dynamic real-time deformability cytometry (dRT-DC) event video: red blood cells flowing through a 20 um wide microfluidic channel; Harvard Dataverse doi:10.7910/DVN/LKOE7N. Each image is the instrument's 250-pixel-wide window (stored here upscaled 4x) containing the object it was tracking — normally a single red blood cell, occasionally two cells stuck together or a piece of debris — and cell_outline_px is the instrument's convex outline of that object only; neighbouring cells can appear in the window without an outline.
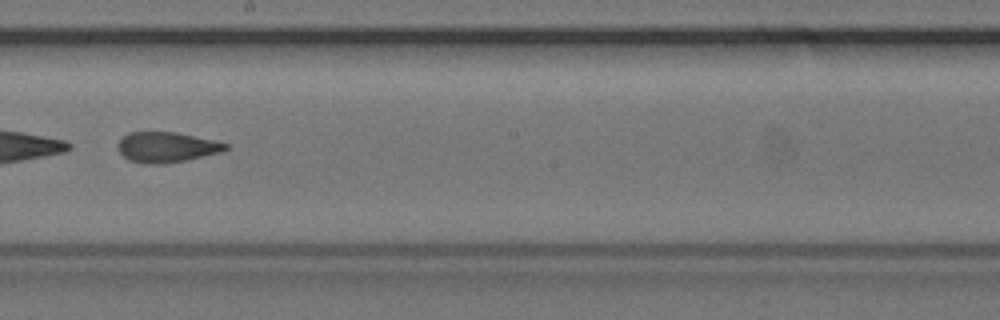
{"species": "common noctule bat (a hibernating species)", "species_latin": "Nyctalus noctula", "temperature_condition": "cold", "stored_images_in_passage": 43, "camera_frame_rate_fps": 3000, "um_per_image_px": 0.085, "animal": {"sex": "female", "body_mass_g": 24.6, "forearm_length_mm": 56.2}, "frame": {"image": 1, "passage_image": 19, "time_ms": 6.0, "image_size_px": [1000, 320], "cell_outline_px": [[228, 148], [220, 152], [188, 160], [164, 164], [148, 164], [128, 160], [116, 148], [116, 144], [128, 132], [176, 132], [212, 140], [228, 144]], "centroid_in_image_um": [14.12, 12.52], "position_along_channel_um": 234.1, "area_um2": 19.02}}